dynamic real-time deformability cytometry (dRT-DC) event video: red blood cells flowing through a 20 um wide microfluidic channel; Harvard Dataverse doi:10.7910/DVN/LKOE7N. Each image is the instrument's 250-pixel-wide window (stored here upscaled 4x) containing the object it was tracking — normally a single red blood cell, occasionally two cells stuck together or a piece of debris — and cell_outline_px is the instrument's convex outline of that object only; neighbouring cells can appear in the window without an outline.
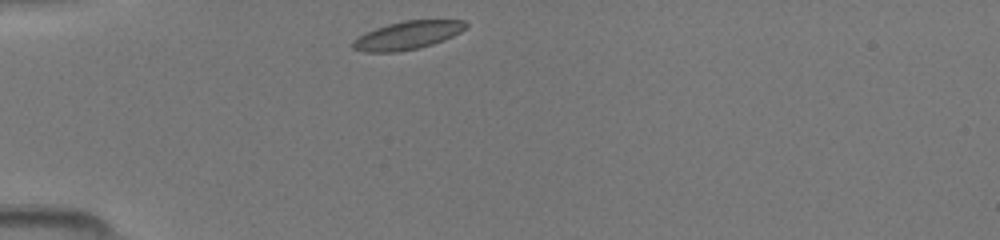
{"species": "common noctule bat (a hibernating species)", "species_latin": "Nyctalus noctula", "temperature_condition": "room temperature", "stored_images_in_passage": 36, "camera_frame_rate_fps": 3000, "um_per_image_px": 0.085, "animal": {"sex": "female", "body_mass_g": 19.5, "forearm_length_mm": 54.1}, "frame": {"image": 1, "passage_image": 1, "time_ms": 0.0, "image_size_px": [1000, 240], "cell_outline_px": [[468, 28], [444, 40], [432, 44], [416, 48], [396, 52], [364, 52], [352, 48], [352, 40], [376, 28], [388, 24], [404, 20], [464, 20], [468, 24]], "centroid_in_image_um": [34.66, 2.99], "position_along_channel_um": 50.3, "area_um2": 18.44}}
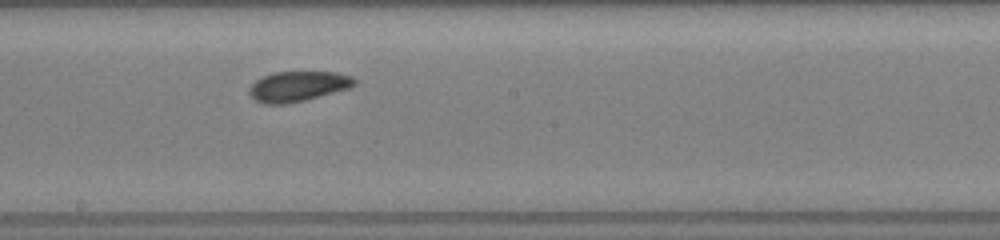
{"frame": {"image": 2, "passage_image": 15, "time_ms": 4.667, "image_size_px": [1000, 240], "cell_outline_px": [[356, 84], [348, 88], [304, 100], [284, 104], [264, 104], [256, 100], [248, 92], [248, 88], [256, 80], [272, 72], [336, 72], [352, 76], [356, 80]], "centroid_in_image_um": [25.31, 7.33], "position_along_channel_um": 222.9, "area_um2": 18.32}}
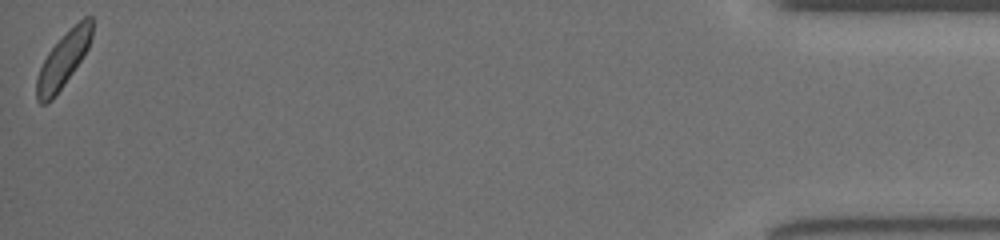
{"frame": {"image": 3, "passage_image": 36, "time_ms": 11.667, "image_size_px": [1000, 240], "cell_outline_px": [[92, 36], [88, 48], [84, 56], [64, 84], [52, 100], [44, 104], [40, 104], [36, 100], [36, 80], [40, 68], [48, 52], [84, 16], [92, 16]], "centroid_in_image_um": [5.37, 5.13], "position_along_channel_um": 429.8, "area_um2": 17.28}}